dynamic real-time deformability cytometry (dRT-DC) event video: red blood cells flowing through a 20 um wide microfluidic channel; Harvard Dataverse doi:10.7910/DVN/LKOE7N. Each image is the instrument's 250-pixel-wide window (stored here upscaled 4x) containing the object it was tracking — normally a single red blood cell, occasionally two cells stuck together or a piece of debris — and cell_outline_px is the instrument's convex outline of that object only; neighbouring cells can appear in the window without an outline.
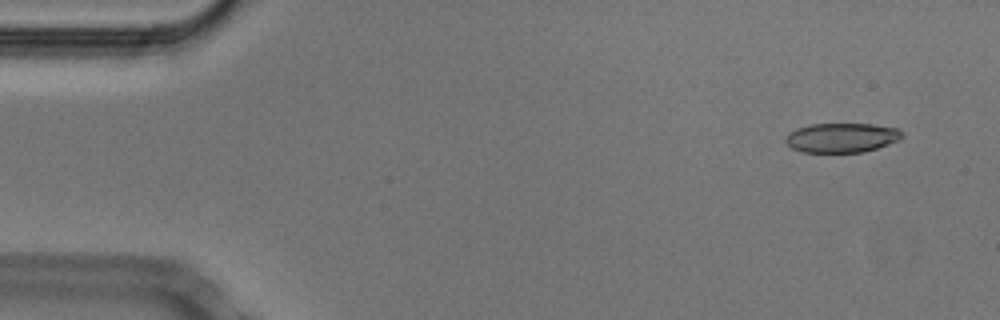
{"species": "Egyptian fruit bat (a non-hibernating species)", "species_latin": "Rousettus aegyptiacus", "temperature_condition": "cold", "stored_images_in_passage": 50, "camera_frame_rate_fps": 3000, "um_per_image_px": 0.085, "animal": {"sex": "male"}, "frame": {"image": 1, "passage_image": 1, "time_ms": 0.0, "image_size_px": [1000, 320], "cell_outline_px": [[904, 136], [900, 140], [864, 152], [804, 152], [792, 148], [784, 140], [784, 136], [788, 132], [796, 128], [812, 124], [872, 124], [896, 128], [904, 132]], "centroid_in_image_um": [71.54, 11.7], "position_along_channel_um": 13.5, "area_um2": 20.11}}
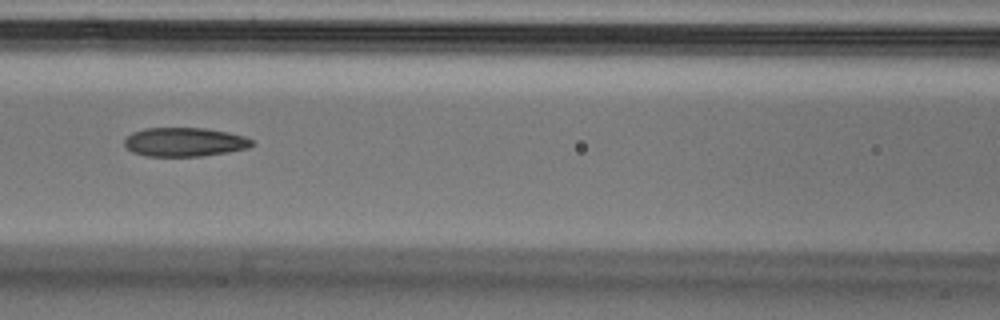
{"frame": {"image": 2, "passage_image": 20, "time_ms": 6.333, "image_size_px": [1000, 320], "cell_outline_px": [[256, 144], [248, 148], [228, 152], [204, 156], [144, 156], [132, 152], [124, 144], [124, 140], [132, 132], [144, 128], [204, 128], [228, 132], [244, 136], [252, 140]], "centroid_in_image_um": [15.7, 12.07], "position_along_channel_um": 150.9, "area_um2": 21.62}}
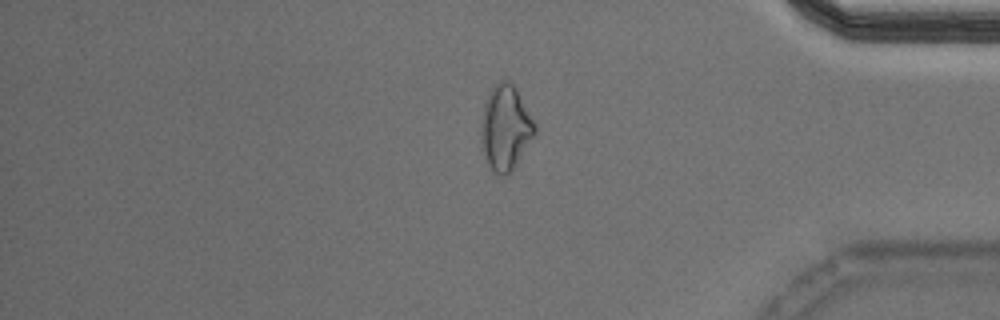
{"frame": {"image": 3, "passage_image": 41, "time_ms": 13.333, "image_size_px": [1000, 320], "cell_outline_px": [[536, 132], [512, 172], [504, 176], [500, 176], [488, 164], [484, 152], [480, 132], [480, 124], [488, 92], [500, 80], [508, 80], [516, 88], [536, 124]], "centroid_in_image_um": [42.97, 10.86], "position_along_channel_um": 392.2, "area_um2": 26.41}, "authors_computed_cell_mechanics": {"area_um2": 22.3397, "velocity_mm_per_s": 3.8088, "shape_relaxation_time_tau1_ms": 9.5458, "shape_relaxation_time_tau2_ms": 4.3464, "deformation_change_tau1": 0.207, "deformation_change_tau2": 0.1172}}